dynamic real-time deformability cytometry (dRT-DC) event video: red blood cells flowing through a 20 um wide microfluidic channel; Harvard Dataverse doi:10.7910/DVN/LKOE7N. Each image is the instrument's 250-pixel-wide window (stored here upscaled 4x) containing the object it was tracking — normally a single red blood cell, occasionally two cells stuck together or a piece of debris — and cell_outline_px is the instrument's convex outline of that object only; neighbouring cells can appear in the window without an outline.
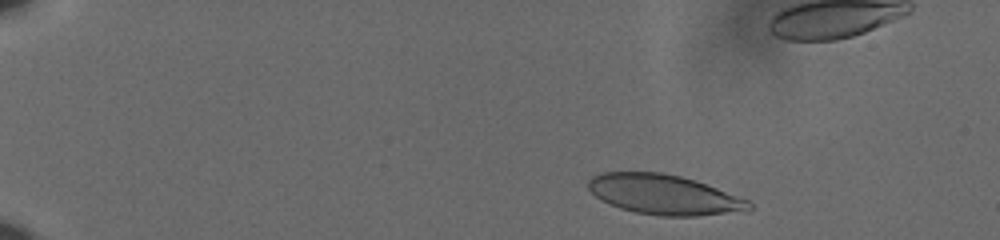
{"species": "human", "species_latin": "Homo sapiens", "temperature_condition": "cold", "stored_images_in_passage": 49, "camera_frame_rate_fps": 3000, "um_per_image_px": 0.085, "donor": {"sex": "male"}, "frame": {"image": 1, "passage_image": 4, "time_ms": 1.0, "image_size_px": [1000, 240], "cell_outline_px": [[756, 208], [748, 212], [696, 216], [660, 216], [636, 212], [620, 208], [600, 200], [588, 188], [588, 180], [592, 176], [600, 172], [660, 172], [680, 176], [716, 188], [748, 200]], "centroid_in_image_um": [56.47, 16.56], "position_along_channel_um": 28.5, "area_um2": 37.51}}
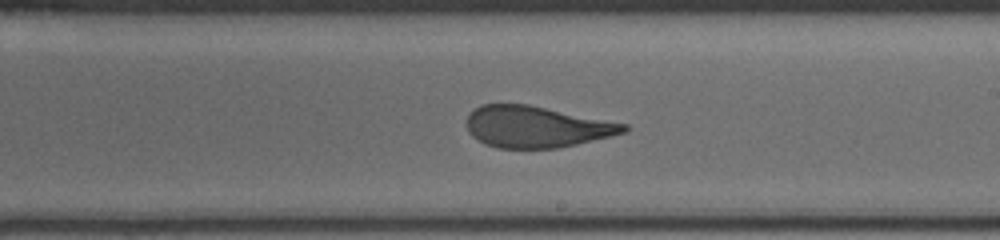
{"frame": {"image": 2, "passage_image": 31, "time_ms": 10.0, "image_size_px": [1000, 240], "cell_outline_px": [[628, 128], [624, 132], [612, 136], [576, 144], [556, 148], [496, 148], [484, 144], [472, 136], [468, 132], [468, 112], [480, 104], [528, 104], [628, 124]], "centroid_in_image_um": [45.56, 10.77], "position_along_channel_um": 243.4, "area_um2": 37.92}}
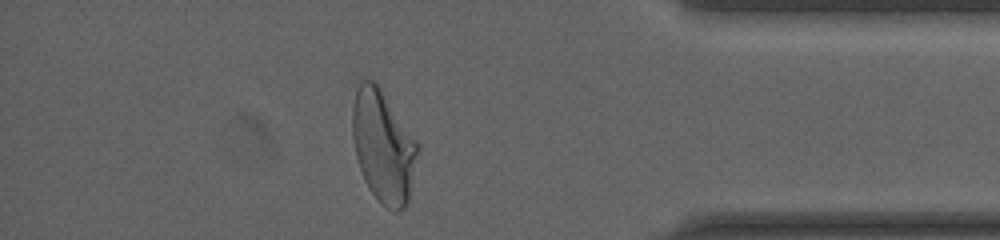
{"frame": {"image": 3, "passage_image": 46, "time_ms": 15.0, "image_size_px": [1000, 240], "cell_outline_px": [[420, 144], [408, 200], [404, 208], [396, 212], [392, 212], [380, 204], [368, 188], [364, 180], [356, 156], [352, 136], [352, 108], [356, 92], [360, 80], [372, 80], [380, 88]], "centroid_in_image_um": [32.57, 12.48], "position_along_channel_um": 402.6, "area_um2": 42.66}}